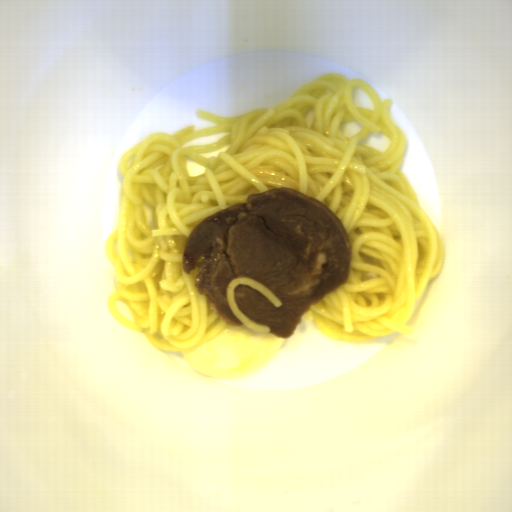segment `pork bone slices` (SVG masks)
<instances>
[{
	"label": "pork bone slices",
	"instance_id": "1",
	"mask_svg": "<svg viewBox=\"0 0 512 512\" xmlns=\"http://www.w3.org/2000/svg\"><path fill=\"white\" fill-rule=\"evenodd\" d=\"M208 297L209 310L227 325L244 328L226 293L234 278L249 277L280 301L279 307L249 285L233 294L243 314L290 338L311 306L349 278L352 247L337 214L323 202L290 187L252 192L216 210L189 233L181 255L184 274Z\"/></svg>",
	"mask_w": 512,
	"mask_h": 512
}]
</instances>
